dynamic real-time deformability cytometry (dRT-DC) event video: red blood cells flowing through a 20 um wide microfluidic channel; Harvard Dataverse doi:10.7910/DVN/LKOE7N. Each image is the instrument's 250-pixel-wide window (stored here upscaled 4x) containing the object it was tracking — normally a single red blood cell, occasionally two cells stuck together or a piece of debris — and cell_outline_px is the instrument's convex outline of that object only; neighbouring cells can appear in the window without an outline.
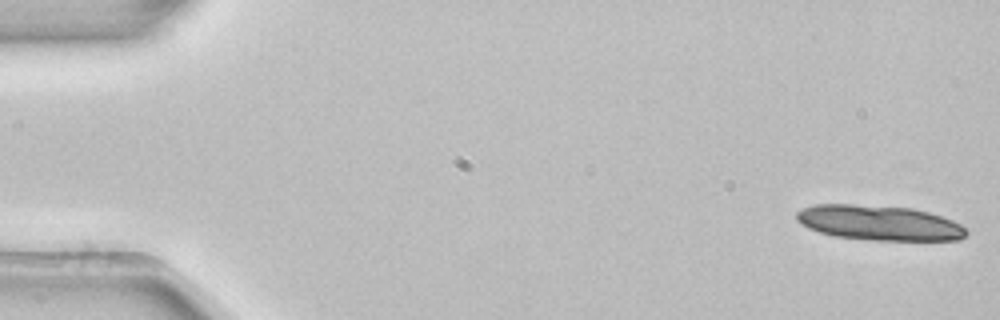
{"species": "common noctule bat (a hibernating species)", "species_latin": "Nyctalus noctula", "temperature_condition": "room temperature", "stored_images_in_passage": 5, "camera_frame_rate_fps": 3000, "um_per_image_px": 0.085, "animal": {"sex": "female", "body_mass_g": 22.7, "forearm_length_mm": 54.2}, "frame": {"image": 1, "passage_image": 1, "time_ms": 0.0, "image_size_px": [1000, 320], "cell_outline_px": [[968, 232], [960, 240], [872, 240], [836, 236], [820, 232], [808, 228], [796, 220], [796, 212], [804, 208], [816, 204], [852, 204], [912, 208], [928, 212], [952, 220], [960, 224]], "centroid_in_image_um": [74.72, 18.94], "position_along_channel_um": 10.3, "area_um2": 34.45}}
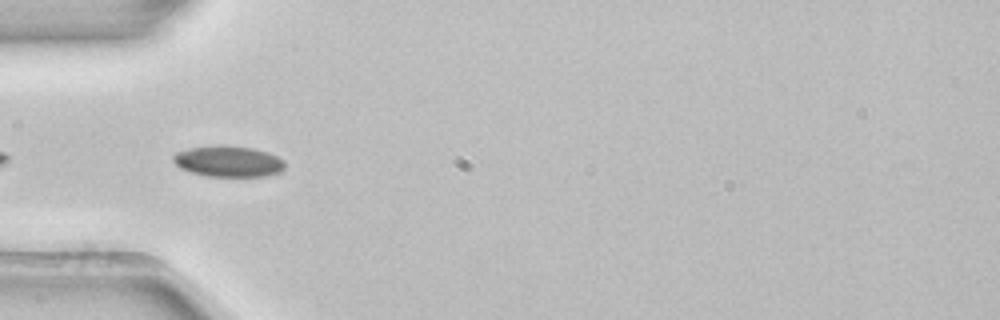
{"frame": {"image": 2, "passage_image": 4, "time_ms": 1.0, "image_size_px": [1000, 320], "cell_outline_px": [[284, 168], [280, 172], [264, 176], [204, 176], [188, 172], [180, 168], [172, 160], [172, 156], [176, 152], [188, 148], [220, 144], [252, 148], [268, 152], [284, 160]], "centroid_in_image_um": [19.36, 13.71], "position_along_channel_um": 65.6, "area_um2": 20.4}}